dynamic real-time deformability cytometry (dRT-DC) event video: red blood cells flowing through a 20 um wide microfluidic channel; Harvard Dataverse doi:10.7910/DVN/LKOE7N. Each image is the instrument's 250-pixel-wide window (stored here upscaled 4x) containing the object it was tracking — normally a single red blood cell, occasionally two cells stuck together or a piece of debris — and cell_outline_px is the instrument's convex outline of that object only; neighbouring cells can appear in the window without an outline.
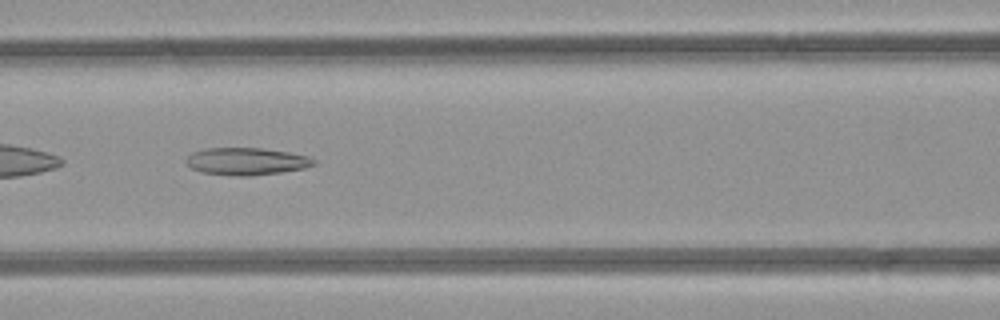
{"species": "common noctule bat (a hibernating species)", "species_latin": "Nyctalus noctula", "temperature_condition": "room temperature", "stored_images_in_passage": 33, "camera_frame_rate_fps": 3000, "um_per_image_px": 0.085, "animal": {"sex": "female", "body_mass_g": 21.9}, "frame": {"image": 1, "passage_image": 6, "time_ms": 1.667, "image_size_px": [1000, 320], "cell_outline_px": [[316, 164], [304, 168], [280, 172], [248, 176], [240, 176], [200, 172], [192, 168], [188, 164], [188, 156], [192, 152], [208, 148], [260, 148], [288, 152], [308, 156], [316, 160]], "centroid_in_image_um": [20.98, 13.71], "position_along_channel_um": 145.6, "area_um2": 20.06}}
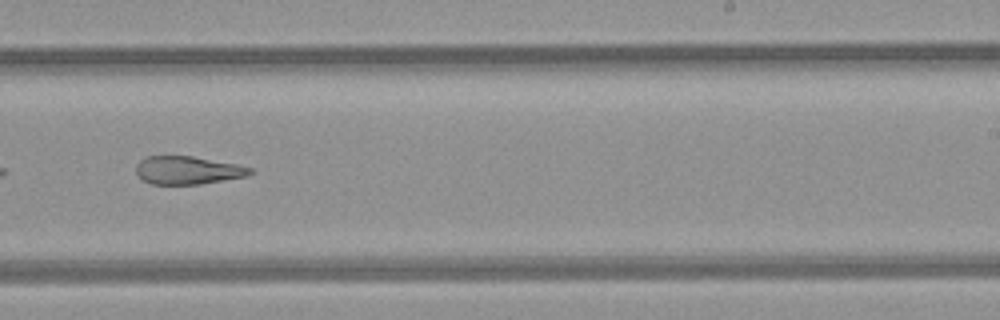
{"frame": {"image": 2, "passage_image": 15, "time_ms": 4.667, "image_size_px": [1000, 320], "cell_outline_px": [[256, 172], [248, 176], [200, 184], [152, 184], [144, 180], [136, 172], [136, 164], [140, 160], [148, 156], [192, 156], [236, 164], [252, 168]], "centroid_in_image_um": [15.99, 14.47], "position_along_channel_um": 273.0, "area_um2": 18.61}}